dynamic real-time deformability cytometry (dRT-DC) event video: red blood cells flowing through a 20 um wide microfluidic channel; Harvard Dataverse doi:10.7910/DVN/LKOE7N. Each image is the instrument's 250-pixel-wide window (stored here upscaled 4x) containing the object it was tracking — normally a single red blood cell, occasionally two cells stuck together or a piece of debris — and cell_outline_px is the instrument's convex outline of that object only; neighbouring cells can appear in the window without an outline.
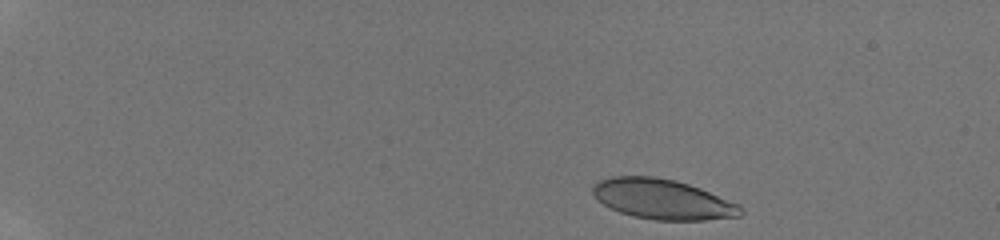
{"species": "human", "species_latin": "Homo sapiens", "temperature_condition": "room temperature", "stored_images_in_passage": 6, "camera_frame_rate_fps": 3000, "um_per_image_px": 0.085, "donor": {"sex": "male"}, "frame": {"image": 1, "passage_image": 1, "time_ms": 0.0, "image_size_px": [1000, 240], "cell_outline_px": [[744, 212], [740, 216], [704, 220], [656, 220], [632, 216], [620, 212], [596, 200], [592, 192], [592, 184], [596, 180], [612, 176], [656, 176], [676, 180], [700, 188], [740, 204]], "centroid_in_image_um": [56.3, 16.92], "position_along_channel_um": 28.7, "area_um2": 34.85}}
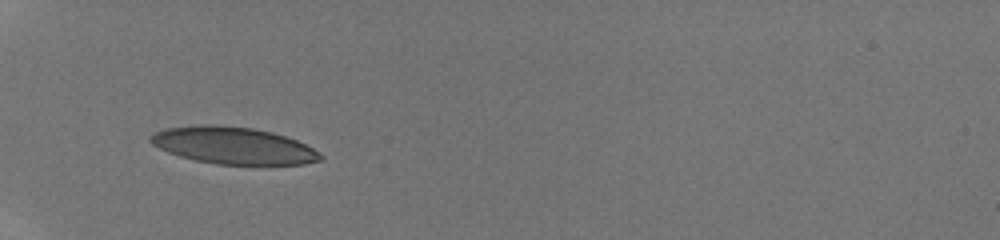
{"frame": {"image": 2, "passage_image": 5, "time_ms": 3.667, "image_size_px": [1000, 240], "cell_outline_px": [[324, 160], [304, 164], [216, 164], [196, 160], [180, 156], [168, 152], [152, 144], [148, 140], [148, 136], [164, 128], [196, 124], [212, 124], [252, 128], [272, 132], [296, 140], [320, 152], [324, 156]], "centroid_in_image_um": [19.81, 12.36], "position_along_channel_um": 65.2, "area_um2": 36.65}}